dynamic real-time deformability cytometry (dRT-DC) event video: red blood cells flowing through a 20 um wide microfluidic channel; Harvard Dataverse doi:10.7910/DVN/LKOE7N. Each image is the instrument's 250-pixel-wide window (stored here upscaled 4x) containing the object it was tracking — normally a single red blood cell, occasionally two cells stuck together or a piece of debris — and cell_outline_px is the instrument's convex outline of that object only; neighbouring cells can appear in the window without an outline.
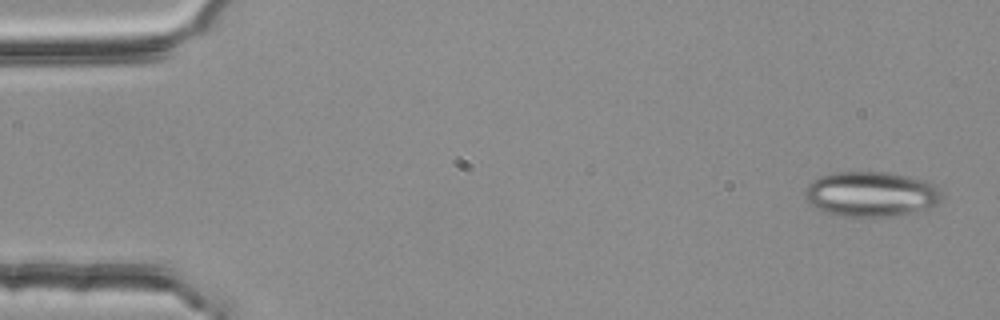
{"species": "common noctule bat (a hibernating species)", "species_latin": "Nyctalus noctula", "temperature_condition": "room temperature", "stored_images_in_passage": 5, "camera_frame_rate_fps": 3000, "um_per_image_px": 0.085, "animal": {"sex": "female", "body_mass_g": 25.1}, "frame": {"image": 1, "passage_image": 1, "time_ms": 0.0, "image_size_px": [1000, 320], "cell_outline_px": [[944, 196], [936, 204], [928, 208], [912, 212], [888, 216], [840, 216], [816, 208], [808, 204], [804, 196], [804, 188], [808, 184], [820, 176], [832, 172], [888, 172], [908, 176], [924, 180], [936, 184], [940, 188]], "centroid_in_image_um": [74.03, 16.48], "position_along_channel_um": 11.0, "area_um2": 36.13}}